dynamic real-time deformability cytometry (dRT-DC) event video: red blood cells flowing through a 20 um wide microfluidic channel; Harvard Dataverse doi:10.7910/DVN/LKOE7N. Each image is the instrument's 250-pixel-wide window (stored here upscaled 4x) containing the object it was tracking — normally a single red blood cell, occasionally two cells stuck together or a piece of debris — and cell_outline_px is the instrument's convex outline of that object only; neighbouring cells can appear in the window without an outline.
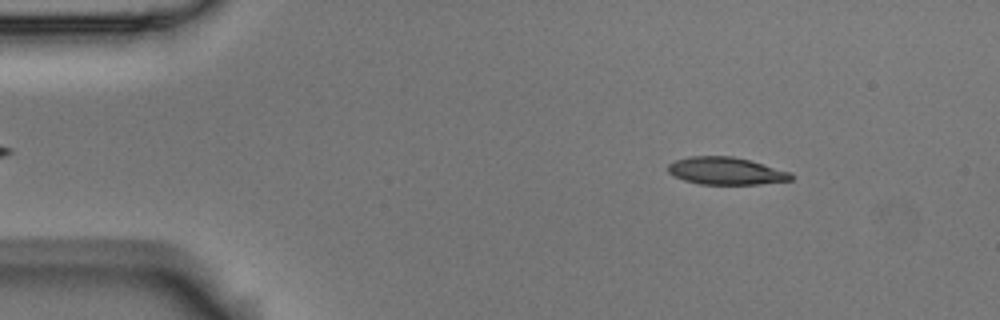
{"species": "Egyptian fruit bat (a non-hibernating species)", "species_latin": "Rousettus aegyptiacus", "temperature_condition": "room temperature", "stored_images_in_passage": 56, "camera_frame_rate_fps": 3000, "um_per_image_px": 0.085, "animal": {"sex": "male"}, "frame": {"image": 1, "passage_image": 7, "time_ms": 2.0, "image_size_px": [1000, 320], "cell_outline_px": [[792, 180], [760, 184], [700, 184], [684, 180], [668, 172], [668, 164], [676, 160], [688, 156], [732, 156], [748, 160], [792, 172]], "centroid_in_image_um": [61.71, 14.53], "position_along_channel_um": 23.3, "area_um2": 19.54}}
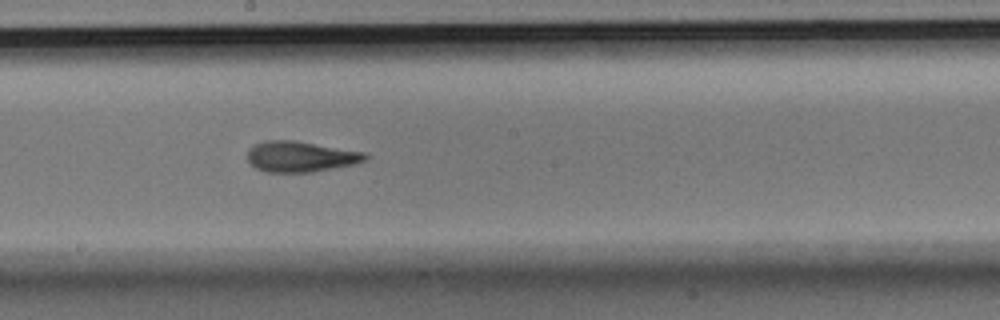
{"frame": {"image": 2, "passage_image": 30, "time_ms": 9.667, "image_size_px": [1000, 320], "cell_outline_px": [[368, 156], [364, 160], [352, 164], [312, 172], [264, 172], [256, 168], [248, 160], [248, 148], [256, 144], [268, 140], [292, 140], [364, 152]], "centroid_in_image_um": [25.5, 13.31], "position_along_channel_um": 222.7, "area_um2": 20.69}}
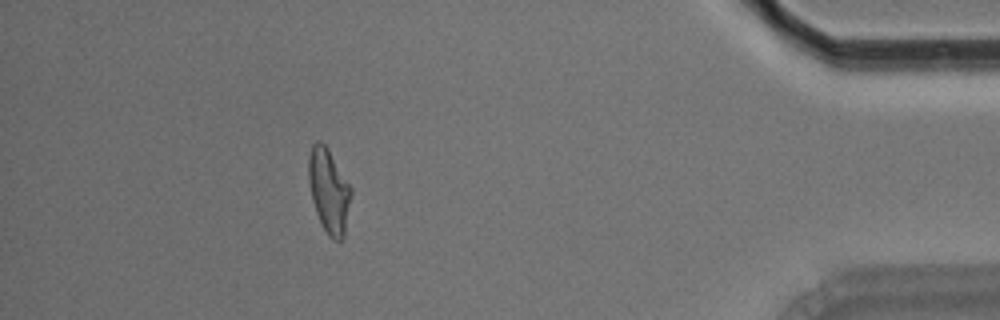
{"frame": {"image": 3, "passage_image": 50, "time_ms": 16.333, "image_size_px": [1000, 320], "cell_outline_px": [[352, 192], [344, 236], [340, 240], [332, 240], [328, 236], [316, 212], [312, 200], [308, 180], [308, 156], [312, 144], [316, 140], [320, 140], [328, 148], [352, 188]], "centroid_in_image_um": [27.95, 16.19], "position_along_channel_um": 407.3, "area_um2": 20.92}, "authors_computed_cell_mechanics": {"area_um2": 20.6057, "velocity_mm_per_s": 3.5351, "shape_relaxation_time_tau1_ms": null, "shape_relaxation_time_tau2_ms": 2.8226, "deformation_change_tau1": null, "deformation_change_tau2": 0.1161}}